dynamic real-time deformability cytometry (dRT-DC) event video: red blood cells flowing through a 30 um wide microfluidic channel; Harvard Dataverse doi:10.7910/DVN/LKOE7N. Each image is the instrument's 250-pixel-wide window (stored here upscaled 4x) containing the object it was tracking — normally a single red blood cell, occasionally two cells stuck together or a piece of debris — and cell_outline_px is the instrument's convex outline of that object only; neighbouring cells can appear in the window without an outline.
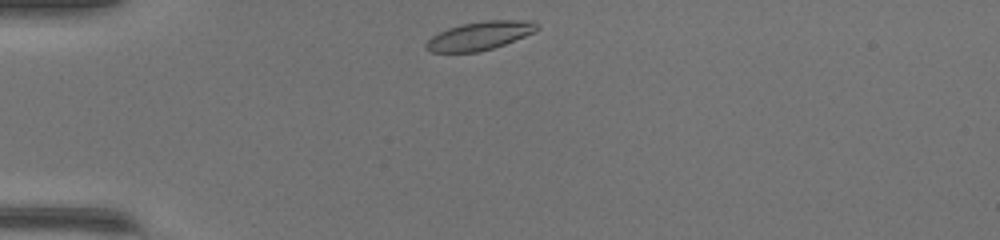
{"species": "common noctule bat (a hibernating species)", "species_latin": "Nyctalus noctula", "temperature_condition": "warm", "stored_images_in_passage": 37, "camera_frame_rate_fps": 3000, "um_per_image_px": 0.085, "animal": {"sex": "female", "body_mass_g": 17.0, "forearm_length_mm": 48.0}, "frame": {"image": 1, "passage_image": 1, "time_ms": 0.0, "image_size_px": [1000, 240], "cell_outline_px": [[540, 28], [536, 32], [504, 44], [492, 48], [476, 52], [432, 52], [424, 48], [424, 44], [432, 36], [448, 28], [460, 24], [488, 20], [532, 20]], "centroid_in_image_um": [40.79, 3.03], "position_along_channel_um": 44.2, "area_um2": 18.38}}
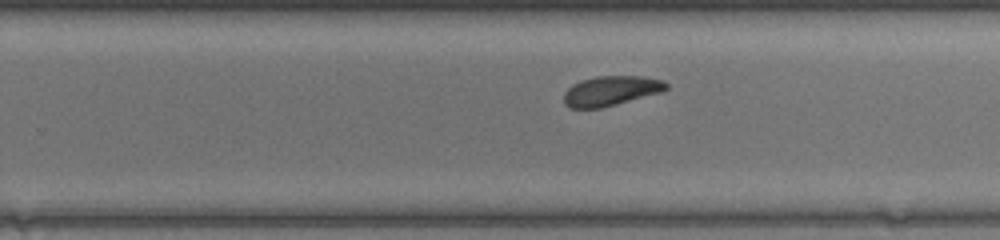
{"frame": {"image": 2, "passage_image": 20, "time_ms": 6.333, "image_size_px": [1000, 240], "cell_outline_px": [[668, 88], [664, 92], [600, 108], [568, 108], [564, 104], [564, 92], [572, 84], [580, 80], [596, 76], [644, 76], [664, 80], [668, 84]], "centroid_in_image_um": [51.95, 7.71], "position_along_channel_um": 277.9, "area_um2": 18.03}}
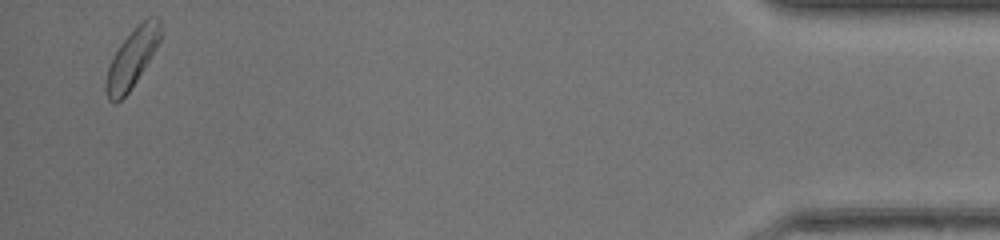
{"frame": {"image": 3, "passage_image": 36, "time_ms": 11.667, "image_size_px": [1000, 240], "cell_outline_px": [[160, 40], [156, 48], [136, 80], [128, 92], [116, 104], [112, 104], [108, 100], [104, 88], [104, 80], [108, 68], [120, 44], [148, 16], [156, 16], [160, 20]], "centroid_in_image_um": [11.19, 5.0], "position_along_channel_um": 424.0, "area_um2": 18.15}, "authors_computed_cell_mechanics": {"area_um2": 18.3804, "velocity_mm_per_s": 4.2226, "shape_relaxation_time_tau1_ms": 3.8036, "shape_relaxation_time_tau2_ms": 5.925, "deformation_change_tau1": 0.1232, "deformation_change_tau2": 0.1128}}